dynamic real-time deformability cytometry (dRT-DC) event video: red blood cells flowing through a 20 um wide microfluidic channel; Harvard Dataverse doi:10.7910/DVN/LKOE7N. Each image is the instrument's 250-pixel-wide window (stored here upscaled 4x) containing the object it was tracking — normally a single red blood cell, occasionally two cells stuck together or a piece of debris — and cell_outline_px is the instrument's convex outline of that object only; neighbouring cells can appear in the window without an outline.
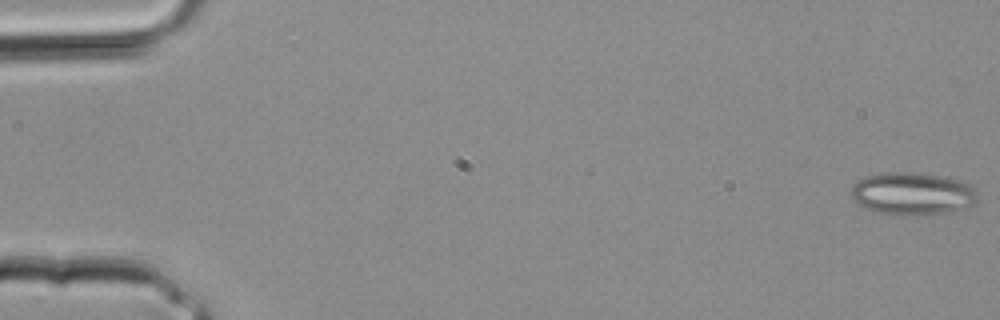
{"species": "common noctule bat (a hibernating species)", "species_latin": "Nyctalus noctula", "temperature_condition": "room temperature", "stored_images_in_passage": 4, "segment_of_instrument_passage": [2, 2], "camera_frame_rate_fps": 3000, "um_per_image_px": 0.085, "animal": {"sex": "male", "body_mass_g": 20.4}, "frame": {"image": 1, "passage_image": 4, "time_ms": 1.0, "image_size_px": [1000, 320], "cell_outline_px": [[980, 200], [976, 204], [964, 208], [944, 212], [916, 216], [904, 216], [876, 212], [856, 204], [852, 196], [852, 188], [856, 180], [868, 176], [888, 172], [908, 172], [948, 176], [964, 180], [976, 188], [980, 192]], "centroid_in_image_um": [77.65, 16.46], "position_along_channel_um": 7.3, "area_um2": 32.14}}